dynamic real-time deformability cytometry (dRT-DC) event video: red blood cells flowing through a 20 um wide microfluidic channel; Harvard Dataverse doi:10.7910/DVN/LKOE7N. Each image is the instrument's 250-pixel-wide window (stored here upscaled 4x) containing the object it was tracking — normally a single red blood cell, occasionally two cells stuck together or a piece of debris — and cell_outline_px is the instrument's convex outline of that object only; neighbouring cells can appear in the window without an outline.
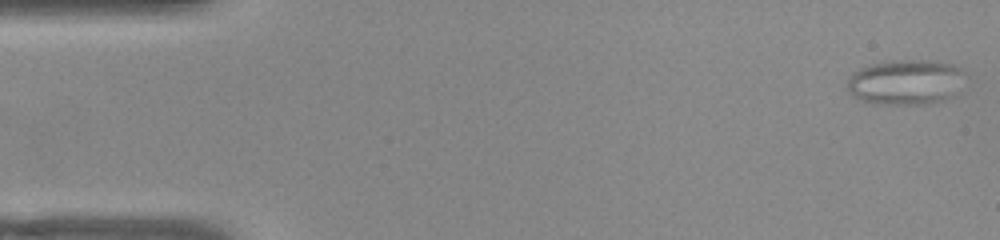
{"species": "common noctule bat (a hibernating species)", "species_latin": "Nyctalus noctula", "temperature_condition": "warm", "stored_images_in_passage": 52, "camera_frame_rate_fps": 3000, "um_per_image_px": 0.085, "animal": {"sex": "female", "body_mass_g": 22.0, "forearm_length_mm": 56.7}, "frame": {"image": 1, "passage_image": 1, "time_ms": 0.0, "image_size_px": [1000, 240], "cell_outline_px": [[960, 72], [956, 96], [936, 104], [872, 104], [852, 96], [848, 92], [848, 76], [852, 72], [860, 68], [884, 60], [932, 60], [952, 64], [960, 68]], "centroid_in_image_um": [76.92, 6.99], "position_along_channel_um": 8.1, "area_um2": 31.27}}
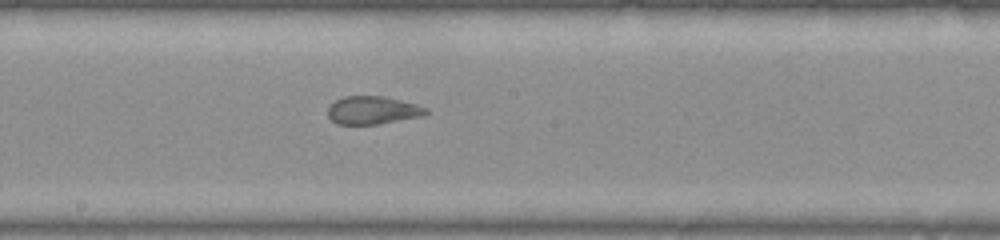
{"frame": {"image": 2, "passage_image": 27, "time_ms": 8.667, "image_size_px": [1000, 240], "cell_outline_px": [[428, 112], [424, 116], [376, 124], [336, 124], [328, 116], [328, 108], [336, 100], [344, 96], [384, 96], [416, 104], [428, 108]], "centroid_in_image_um": [31.69, 9.37], "position_along_channel_um": 216.5, "area_um2": 15.95}}
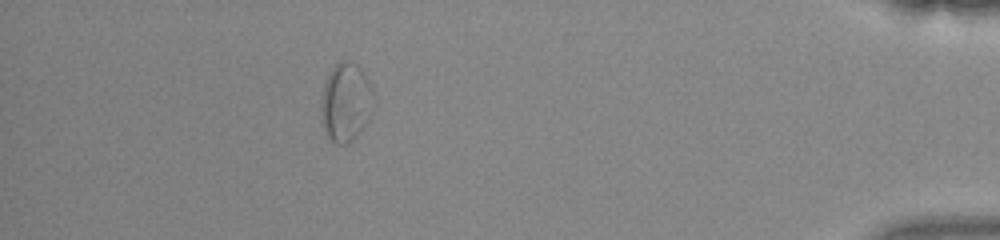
{"frame": {"image": 3, "passage_image": 46, "time_ms": 15.0, "image_size_px": [1000, 240], "cell_outline_px": [[372, 92], [360, 132], [348, 144], [336, 144], [324, 132], [320, 120], [320, 104], [324, 84], [328, 72], [340, 60], [348, 60], [356, 64], [364, 72], [372, 88]], "centroid_in_image_um": [29.29, 8.66], "position_along_channel_um": 405.9, "area_um2": 23.47}, "authors_computed_cell_mechanics": {"area_um2": 20.8658, "velocity_mm_per_s": 3.8699, "shape_relaxation_time_tau1_ms": null, "shape_relaxation_time_tau2_ms": 0.9468, "deformation_change_tau1": null, "deformation_change_tau2": 0.084}}